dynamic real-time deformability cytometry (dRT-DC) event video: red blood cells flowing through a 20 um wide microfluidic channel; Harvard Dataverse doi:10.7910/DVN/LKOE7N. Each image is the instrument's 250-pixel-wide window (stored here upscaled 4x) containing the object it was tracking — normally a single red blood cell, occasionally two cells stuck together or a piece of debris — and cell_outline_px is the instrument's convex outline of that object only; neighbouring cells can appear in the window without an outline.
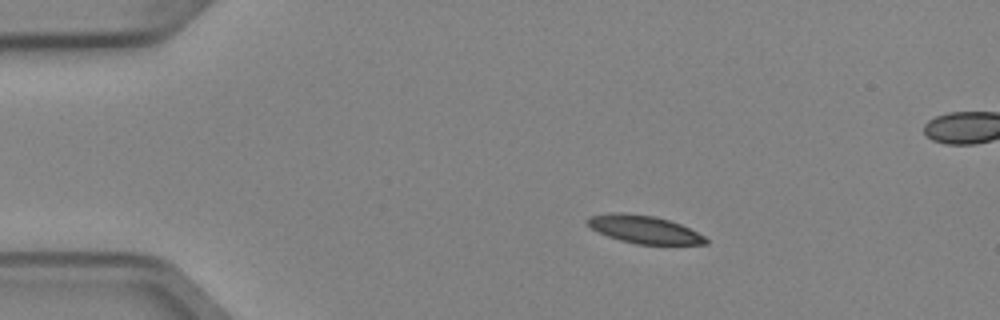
{"species": "Egyptian fruit bat (a non-hibernating species)", "species_latin": "Rousettus aegyptiacus", "temperature_condition": "cold", "stored_images_in_passage": 7, "camera_frame_rate_fps": 3000, "um_per_image_px": 0.085, "animal": {"sex": "female"}, "frame": {"image": 1, "passage_image": 2, "time_ms": 0.333, "image_size_px": [1000, 320], "cell_outline_px": [[708, 244], [636, 244], [620, 240], [608, 236], [592, 228], [584, 220], [592, 216], [612, 212], [624, 212], [656, 216], [680, 224], [704, 236], [708, 240]], "centroid_in_image_um": [54.74, 19.49], "position_along_channel_um": 30.3, "area_um2": 19.02}}
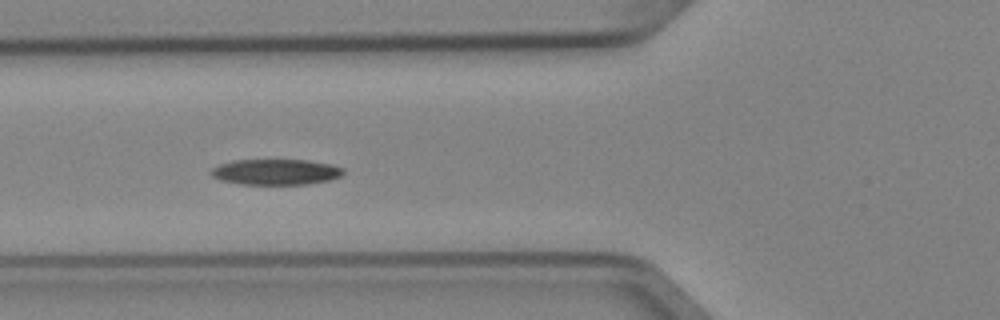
{"frame": {"image": 2, "passage_image": 5, "time_ms": 1.333, "image_size_px": [1000, 320], "cell_outline_px": [[344, 172], [340, 176], [328, 180], [308, 184], [240, 184], [220, 180], [212, 176], [208, 172], [212, 168], [220, 164], [232, 160], [308, 160], [332, 164], [344, 168]], "centroid_in_image_um": [23.42, 14.61], "position_along_channel_um": 102.4, "area_um2": 19.88}}
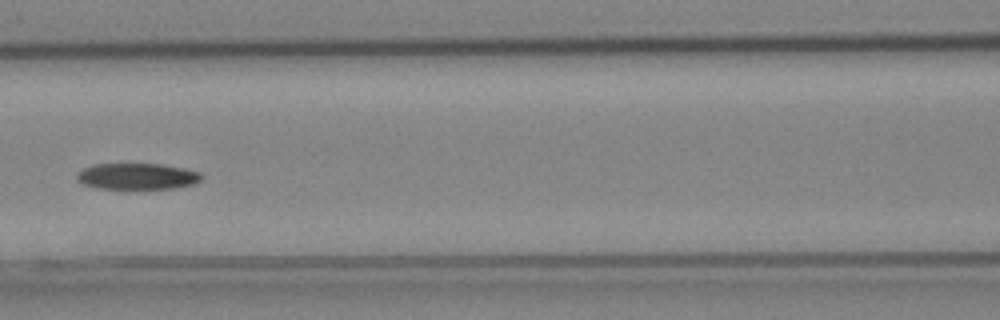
{"frame": {"image": 3, "passage_image": 6, "time_ms": 1.667, "image_size_px": [1000, 320], "cell_outline_px": [[204, 176], [196, 184], [176, 188], [136, 192], [96, 188], [84, 184], [76, 180], [76, 176], [84, 168], [96, 164], [160, 164], [184, 168], [200, 172]], "centroid_in_image_um": [11.7, 15.05], "position_along_channel_um": 154.9, "area_um2": 20.11}}